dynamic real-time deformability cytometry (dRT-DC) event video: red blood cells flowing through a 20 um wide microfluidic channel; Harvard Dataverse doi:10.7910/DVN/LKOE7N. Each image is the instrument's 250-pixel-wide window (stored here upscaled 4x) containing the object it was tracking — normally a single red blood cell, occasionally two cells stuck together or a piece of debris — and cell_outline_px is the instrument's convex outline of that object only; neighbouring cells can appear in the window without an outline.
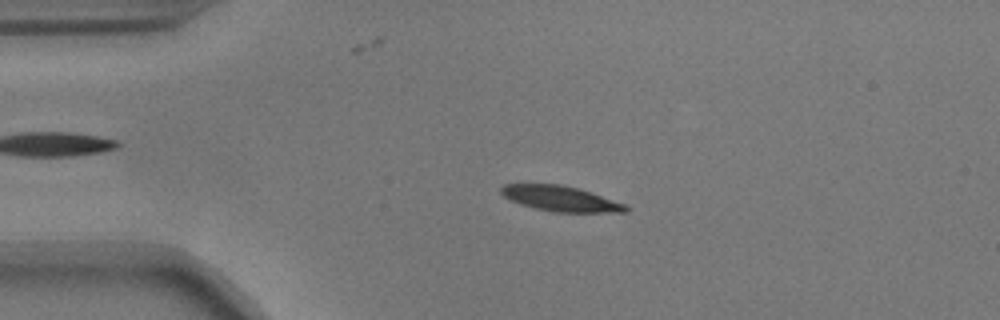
{"species": "common noctule bat (a hibernating species)", "species_latin": "Nyctalus noctula", "temperature_condition": "warm", "stored_images_in_passage": 45, "camera_frame_rate_fps": 3000, "um_per_image_px": 0.085, "animal": {"sex": "male", "body_mass_g": 17.9}, "frame": {"image": 1, "passage_image": 2, "time_ms": 0.333, "image_size_px": [1000, 320], "cell_outline_px": [[628, 212], [556, 212], [536, 208], [520, 204], [504, 196], [500, 192], [500, 188], [504, 184], [560, 184], [576, 188], [624, 204], [628, 208]], "centroid_in_image_um": [47.6, 16.88], "position_along_channel_um": 37.4, "area_um2": 17.92}}
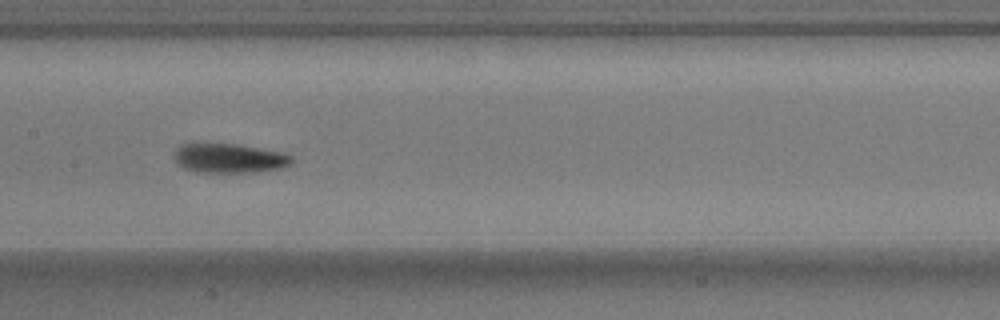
{"frame": {"image": 2, "passage_image": 17, "time_ms": 5.333, "image_size_px": [1000, 320], "cell_outline_px": [[292, 164], [284, 168], [256, 172], [196, 172], [184, 168], [176, 164], [172, 156], [176, 148], [180, 144], [192, 140], [204, 140], [236, 144], [280, 152], [292, 156]], "centroid_in_image_um": [19.35, 13.4], "position_along_channel_um": 188.0, "area_um2": 21.21}}
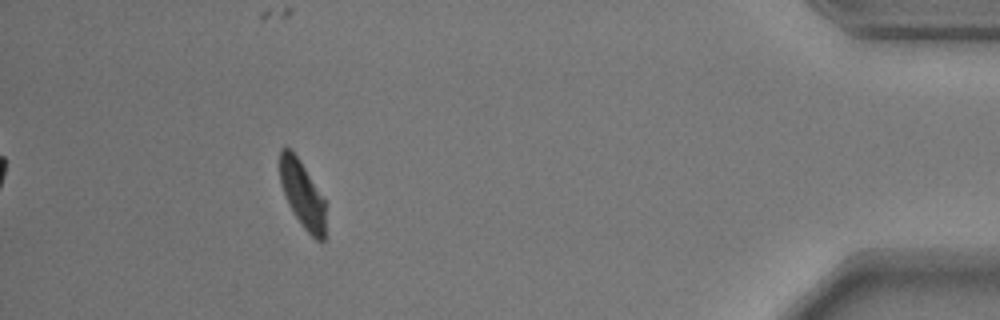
{"frame": {"image": 3, "passage_image": 40, "time_ms": 13.0, "image_size_px": [1000, 320], "cell_outline_px": [[324, 240], [316, 240], [304, 228], [288, 204], [280, 184], [280, 148], [288, 148], [300, 160], [324, 200]], "centroid_in_image_um": [25.67, 16.51], "position_along_channel_um": 409.5, "area_um2": 17.22}, "authors_computed_cell_mechanics": {"area_um2": 19.7098, "velocity_mm_per_s": 3.637, "shape_relaxation_time_tau1_ms": 5.7169, "shape_relaxation_time_tau2_ms": 2.8154, "deformation_change_tau1": 0.2053, "deformation_change_tau2": 0.091}}